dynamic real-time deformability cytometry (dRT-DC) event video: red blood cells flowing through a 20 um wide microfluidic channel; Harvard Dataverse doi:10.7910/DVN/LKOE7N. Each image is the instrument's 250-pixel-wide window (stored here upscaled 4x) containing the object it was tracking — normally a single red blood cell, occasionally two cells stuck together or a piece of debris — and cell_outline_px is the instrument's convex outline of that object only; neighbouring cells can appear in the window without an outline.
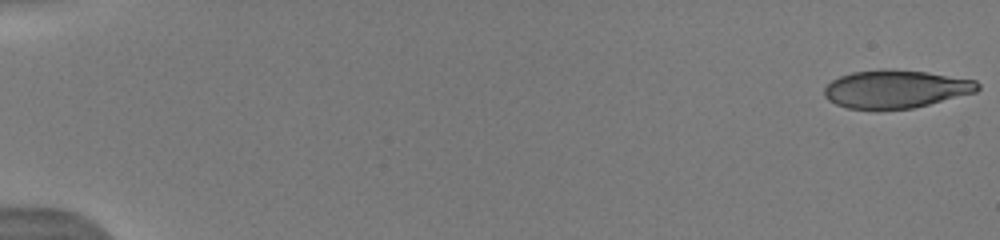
{"species": "human", "species_latin": "Homo sapiens", "temperature_condition": "warm", "stored_images_in_passage": 23, "camera_frame_rate_fps": 3000, "um_per_image_px": 0.085, "donor": {"sex": "male"}, "frame": {"image": 1, "passage_image": 1, "time_ms": 0.0, "image_size_px": [1000, 240], "cell_outline_px": [[980, 88], [976, 92], [912, 108], [848, 108], [836, 104], [828, 100], [824, 96], [824, 88], [832, 80], [840, 76], [852, 72], [884, 68], [892, 68], [928, 72], [976, 80], [980, 84]], "centroid_in_image_um": [76.14, 7.54], "position_along_channel_um": 8.9, "area_um2": 33.87}}
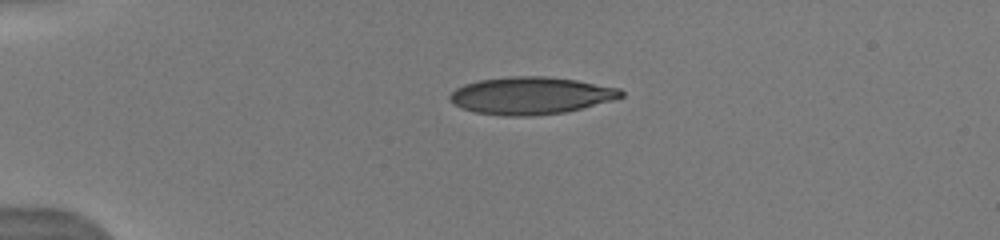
{"frame": {"image": 2, "passage_image": 7, "time_ms": 4.0, "image_size_px": [1000, 240], "cell_outline_px": [[624, 96], [616, 100], [564, 112], [532, 116], [500, 116], [472, 112], [460, 108], [452, 104], [448, 100], [448, 96], [456, 88], [464, 84], [480, 80], [508, 76], [544, 76], [576, 80], [620, 88], [624, 92]], "centroid_in_image_um": [45.09, 8.13], "position_along_channel_um": 39.9, "area_um2": 37.69}}
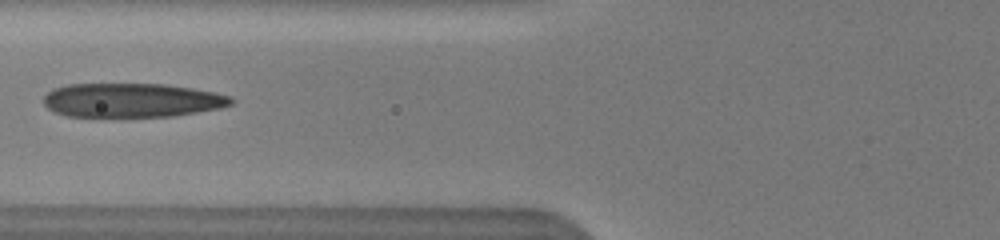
{"frame": {"image": 3, "passage_image": 11, "time_ms": 7.0, "image_size_px": [1000, 240], "cell_outline_px": [[236, 100], [232, 104], [220, 108], [172, 116], [68, 116], [56, 112], [48, 108], [44, 104], [44, 96], [52, 88], [68, 84], [168, 84], [192, 88], [232, 96]], "centroid_in_image_um": [11.22, 8.51], "position_along_channel_um": 114.6, "area_um2": 37.17}, "authors_computed_cell_mechanics": {"area_um2": 36.8764, "velocity_mm_per_s": 4.1025, "shape_relaxation_time_tau1_ms": 4.4494, "shape_relaxation_time_tau2_ms": 1.4431, "deformation_change_tau1": 0.2092, "deformation_change_tau2": 0.1259}}